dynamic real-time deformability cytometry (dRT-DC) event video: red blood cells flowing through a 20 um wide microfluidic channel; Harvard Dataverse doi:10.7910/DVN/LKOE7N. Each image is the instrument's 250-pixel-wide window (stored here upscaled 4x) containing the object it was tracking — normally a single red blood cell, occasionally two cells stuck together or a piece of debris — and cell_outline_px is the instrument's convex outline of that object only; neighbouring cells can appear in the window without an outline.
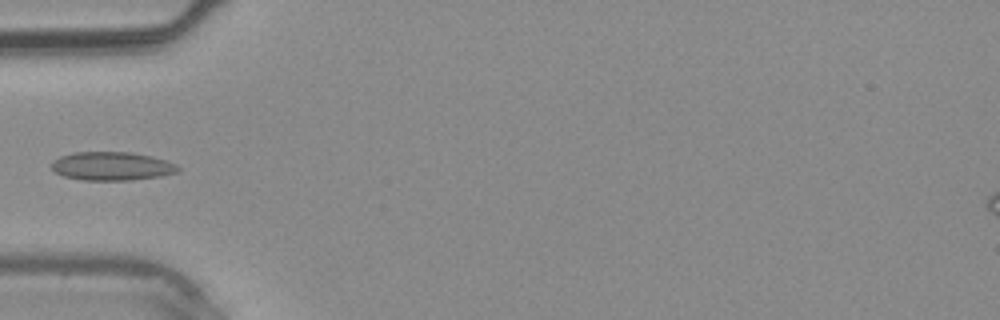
{"species": "common noctule bat (a hibernating species)", "species_latin": "Nyctalus noctula", "temperature_condition": "warm", "stored_images_in_passage": 27, "camera_frame_rate_fps": 3000, "um_per_image_px": 0.085, "animal": {"sex": "male", "body_mass_g": 20.4}, "frame": {"image": 1, "passage_image": 1, "time_ms": 0.0, "image_size_px": [1000, 320], "cell_outline_px": [[180, 168], [176, 172], [160, 176], [132, 180], [80, 180], [64, 176], [56, 172], [52, 168], [52, 160], [60, 156], [76, 152], [132, 152], [152, 156], [176, 164]], "centroid_in_image_um": [9.49, 14.12], "position_along_channel_um": 75.5, "area_um2": 20.98}}
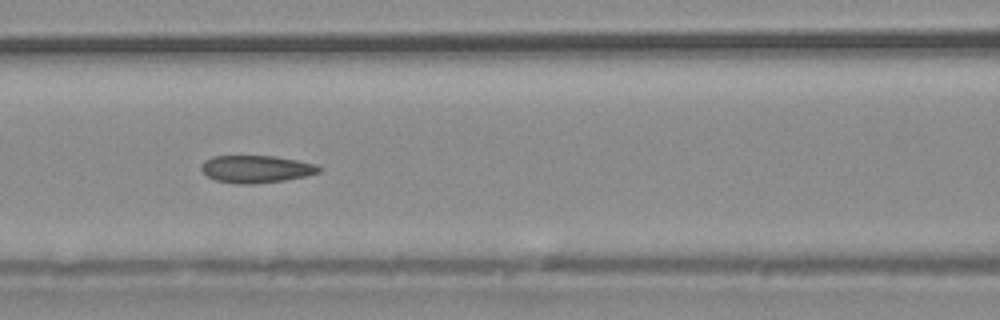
{"frame": {"image": 2, "passage_image": 5, "time_ms": 1.333, "image_size_px": [1000, 320], "cell_outline_px": [[324, 168], [320, 172], [304, 176], [284, 180], [256, 184], [236, 184], [216, 180], [208, 176], [200, 168], [204, 160], [212, 156], [276, 156], [316, 164]], "centroid_in_image_um": [21.79, 14.37], "position_along_channel_um": 144.8, "area_um2": 18.84}}
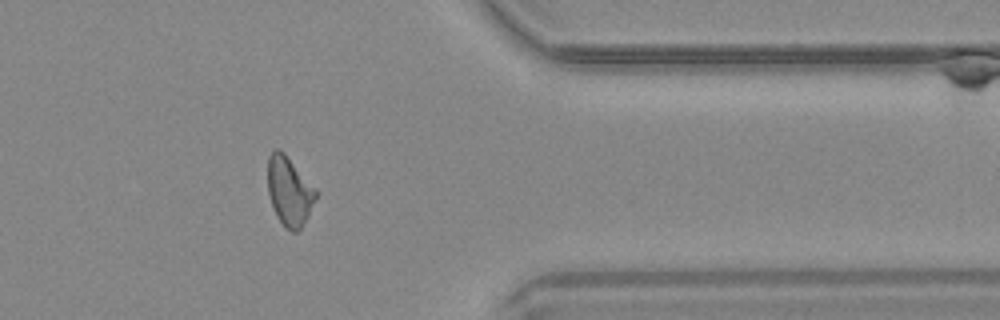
{"frame": {"image": 3, "passage_image": 20, "time_ms": 6.333, "image_size_px": [1000, 320], "cell_outline_px": [[320, 192], [308, 216], [300, 228], [296, 232], [292, 232], [276, 216], [268, 192], [268, 156], [276, 148], [280, 148], [284, 152]], "centroid_in_image_um": [24.62, 16.21], "position_along_channel_um": 386.8, "area_um2": 19.42}}